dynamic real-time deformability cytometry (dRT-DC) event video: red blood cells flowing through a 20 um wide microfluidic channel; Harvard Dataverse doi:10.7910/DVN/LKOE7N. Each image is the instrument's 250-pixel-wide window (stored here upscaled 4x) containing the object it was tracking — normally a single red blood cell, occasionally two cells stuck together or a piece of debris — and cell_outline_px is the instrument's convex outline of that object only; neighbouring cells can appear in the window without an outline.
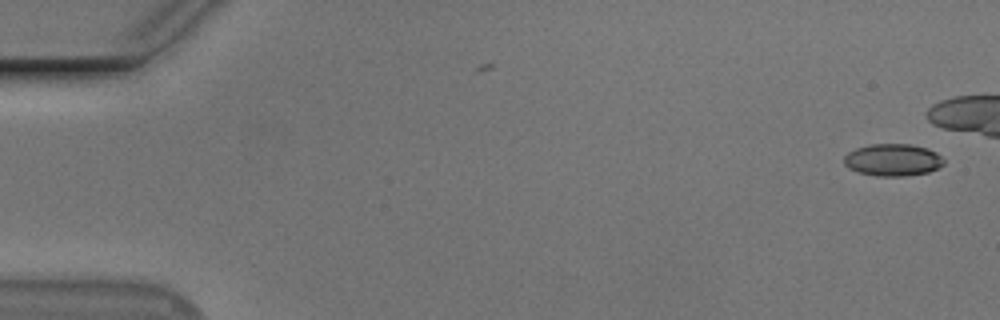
{"species": "Egyptian fruit bat (a non-hibernating species)", "species_latin": "Rousettus aegyptiacus", "temperature_condition": "cold", "stored_images_in_passage": 43, "camera_frame_rate_fps": 3000, "um_per_image_px": 0.085, "animal": {"sex": "male"}, "frame": {"image": 1, "passage_image": 1, "time_ms": 0.0, "image_size_px": [1000, 320], "cell_outline_px": [[944, 164], [928, 172], [904, 176], [876, 176], [856, 172], [848, 168], [844, 164], [844, 156], [848, 152], [856, 148], [872, 144], [912, 144], [928, 148], [936, 152], [944, 160]], "centroid_in_image_um": [75.87, 13.59], "position_along_channel_um": 9.1, "area_um2": 18.79}}
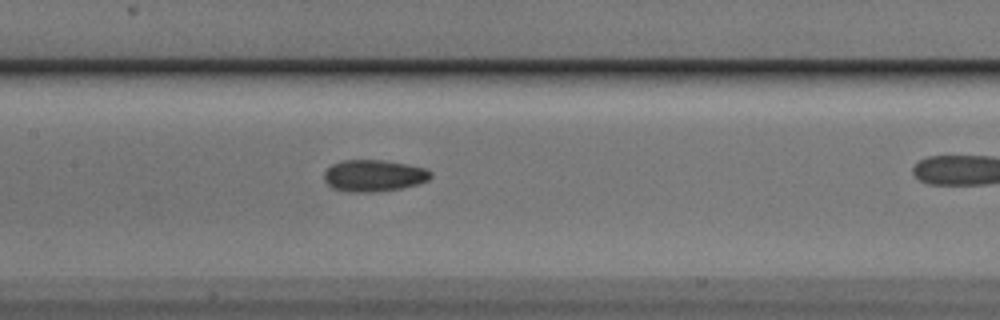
{"frame": {"image": 2, "passage_image": 26, "time_ms": 8.333, "image_size_px": [1000, 320], "cell_outline_px": [[432, 176], [428, 180], [420, 184], [380, 192], [348, 192], [332, 188], [324, 180], [324, 172], [332, 164], [344, 160], [384, 160], [424, 168], [432, 172]], "centroid_in_image_um": [31.77, 14.94], "position_along_channel_um": 175.6, "area_um2": 19.77}}
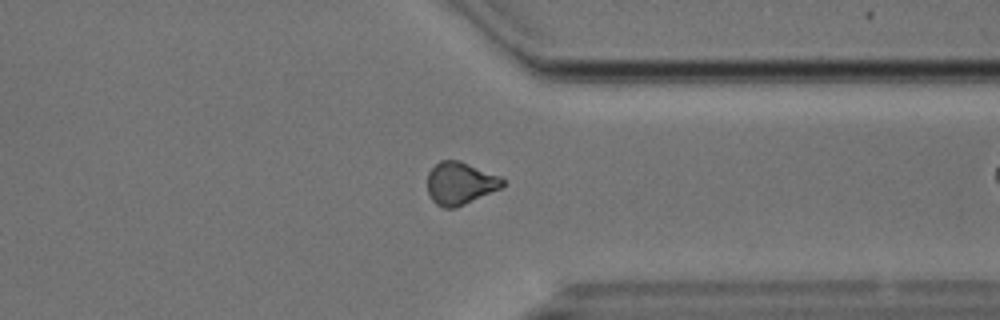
{"frame": {"image": 3, "passage_image": 42, "time_ms": 13.667, "image_size_px": [1000, 320], "cell_outline_px": [[504, 184], [500, 188], [456, 208], [444, 208], [436, 204], [432, 200], [428, 192], [428, 172], [440, 160], [460, 160], [500, 176], [504, 180]], "centroid_in_image_um": [39.1, 15.57], "position_along_channel_um": 372.3, "area_um2": 18.55}}